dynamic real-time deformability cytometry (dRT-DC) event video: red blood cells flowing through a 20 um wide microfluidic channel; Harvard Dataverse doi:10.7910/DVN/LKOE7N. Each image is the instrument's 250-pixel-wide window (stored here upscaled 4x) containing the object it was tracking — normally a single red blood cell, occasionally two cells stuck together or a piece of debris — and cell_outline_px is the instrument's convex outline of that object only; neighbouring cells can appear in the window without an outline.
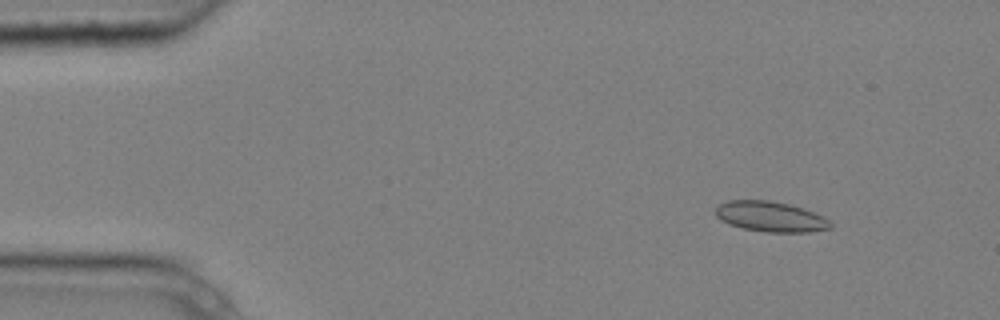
{"species": "common noctule bat (a hibernating species)", "species_latin": "Nyctalus noctula", "temperature_condition": "cold", "stored_images_in_passage": 9, "camera_frame_rate_fps": 3000, "um_per_image_px": 0.085, "animal": {"sex": "male", "body_mass_g": 20.4}, "frame": {"image": 1, "passage_image": 1, "time_ms": 0.0, "image_size_px": [1000, 320], "cell_outline_px": [[832, 228], [808, 232], [768, 232], [744, 228], [728, 224], [720, 220], [716, 216], [716, 208], [720, 204], [728, 200], [768, 200], [788, 204], [812, 212], [828, 220], [832, 224]], "centroid_in_image_um": [65.46, 18.42], "position_along_channel_um": 19.5, "area_um2": 20.0}}
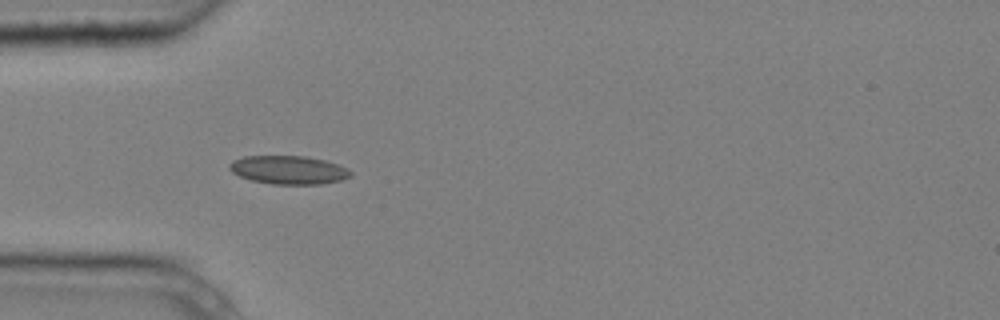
{"frame": {"image": 2, "passage_image": 4, "time_ms": 1.0, "image_size_px": [1000, 320], "cell_outline_px": [[352, 176], [340, 180], [320, 184], [272, 184], [252, 180], [240, 176], [232, 172], [228, 168], [228, 164], [232, 160], [244, 156], [304, 156], [324, 160], [348, 168], [352, 172]], "centroid_in_image_um": [24.51, 14.44], "position_along_channel_um": 60.5, "area_um2": 20.06}}
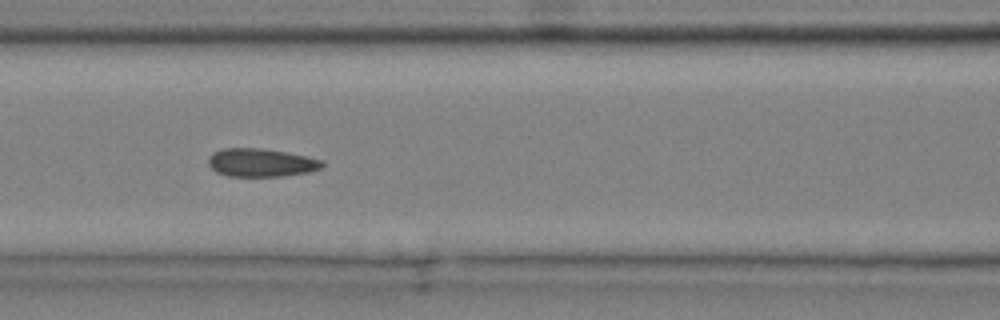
{"frame": {"image": 3, "passage_image": 6, "time_ms": 1.667, "image_size_px": [1000, 320], "cell_outline_px": [[324, 164], [320, 168], [308, 172], [280, 176], [228, 176], [216, 172], [208, 164], [208, 156], [212, 152], [224, 148], [264, 148], [324, 160]], "centroid_in_image_um": [22.15, 13.82], "position_along_channel_um": 144.5, "area_um2": 18.67}}